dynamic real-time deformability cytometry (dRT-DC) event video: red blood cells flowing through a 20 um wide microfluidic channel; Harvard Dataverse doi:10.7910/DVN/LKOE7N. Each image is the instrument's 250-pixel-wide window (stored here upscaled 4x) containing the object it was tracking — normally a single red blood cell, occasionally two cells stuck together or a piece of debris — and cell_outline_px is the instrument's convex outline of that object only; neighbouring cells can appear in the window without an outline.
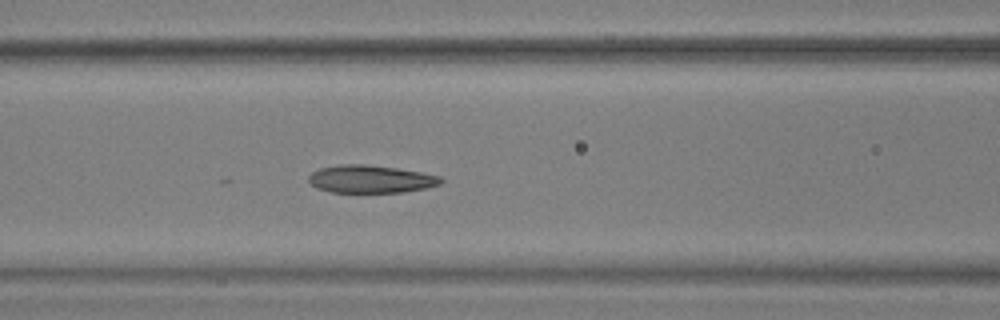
{"species": "common noctule bat (a hibernating species)", "species_latin": "Nyctalus noctula", "temperature_condition": "warm", "stored_images_in_passage": 25, "camera_frame_rate_fps": 3000, "um_per_image_px": 0.085, "animal": {"sex": "male", "body_mass_g": 17.9, "forearm_length_mm": 54.2}, "frame": {"image": 1, "passage_image": 25, "time_ms": 8.0, "image_size_px": [1000, 320], "cell_outline_px": [[444, 180], [440, 184], [424, 188], [404, 192], [332, 192], [316, 188], [308, 180], [308, 176], [312, 172], [320, 168], [340, 164], [364, 164], [396, 168], [420, 172], [440, 176]], "centroid_in_image_um": [31.49, 15.22], "position_along_channel_um": 135.1, "area_um2": 21.27}}